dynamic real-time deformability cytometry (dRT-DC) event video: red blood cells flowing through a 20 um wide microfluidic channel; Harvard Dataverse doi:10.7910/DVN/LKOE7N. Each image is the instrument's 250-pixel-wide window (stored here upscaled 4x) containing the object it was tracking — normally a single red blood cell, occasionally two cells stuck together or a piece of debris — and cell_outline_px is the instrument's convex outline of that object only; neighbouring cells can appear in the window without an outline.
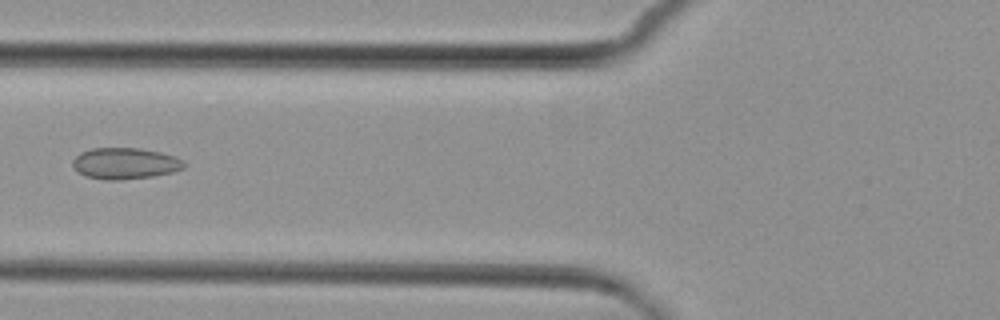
{"species": "common noctule bat (a hibernating species)", "species_latin": "Nyctalus noctula", "temperature_condition": "cold", "stored_images_in_passage": 8, "camera_frame_rate_fps": 3000, "um_per_image_px": 0.085, "animal": {"sex": "female", "body_mass_g": 29.2, "forearm_length_mm": 56.3}, "frame": {"image": 1, "passage_image": 7, "time_ms": 7.0, "image_size_px": [1000, 320], "cell_outline_px": [[184, 168], [172, 172], [152, 176], [120, 180], [104, 180], [88, 176], [80, 172], [72, 164], [72, 160], [80, 152], [92, 148], [140, 148], [160, 152], [176, 156], [184, 164]], "centroid_in_image_um": [10.62, 13.88], "position_along_channel_um": 115.2, "area_um2": 20.11}}
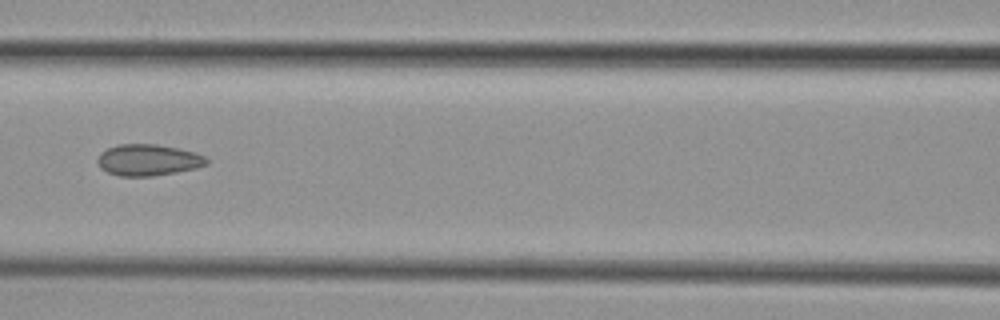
{"frame": {"image": 2, "passage_image": 8, "time_ms": 8.0, "image_size_px": [1000, 320], "cell_outline_px": [[208, 164], [196, 168], [176, 172], [152, 176], [120, 176], [108, 172], [100, 168], [96, 160], [100, 152], [116, 144], [156, 144], [196, 152], [204, 156], [208, 160]], "centroid_in_image_um": [12.57, 13.59], "position_along_channel_um": 154.0, "area_um2": 20.0}}